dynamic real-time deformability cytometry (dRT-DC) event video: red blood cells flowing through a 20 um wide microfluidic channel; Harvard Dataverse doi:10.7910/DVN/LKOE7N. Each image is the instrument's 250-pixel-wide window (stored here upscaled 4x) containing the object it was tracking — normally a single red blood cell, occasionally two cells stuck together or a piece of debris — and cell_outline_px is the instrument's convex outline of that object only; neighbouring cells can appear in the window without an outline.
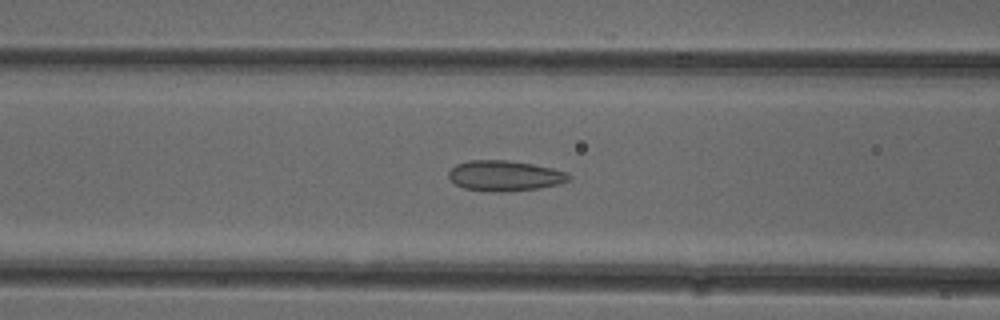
{"species": "common noctule bat (a hibernating species)", "species_latin": "Nyctalus noctula", "temperature_condition": "cold", "stored_images_in_passage": 47, "camera_frame_rate_fps": 3000, "um_per_image_px": 0.085, "animal": {"sex": "female"}, "frame": {"image": 1, "passage_image": 16, "time_ms": 5.0, "image_size_px": [1000, 320], "cell_outline_px": [[572, 176], [568, 180], [560, 184], [540, 188], [504, 192], [492, 192], [464, 188], [456, 184], [448, 176], [448, 172], [456, 164], [468, 160], [508, 160], [532, 164], [552, 168], [568, 172]], "centroid_in_image_um": [42.92, 14.94], "position_along_channel_um": 123.7, "area_um2": 21.44}}
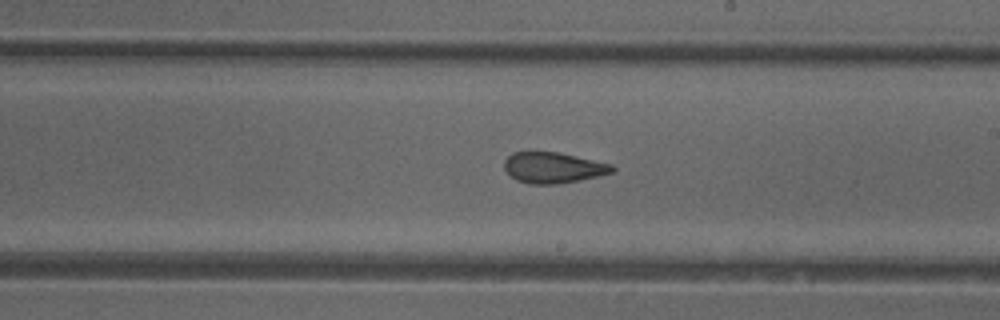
{"frame": {"image": 2, "passage_image": 25, "time_ms": 8.0, "image_size_px": [1000, 320], "cell_outline_px": [[616, 172], [580, 180], [556, 184], [532, 184], [516, 180], [504, 168], [504, 160], [512, 152], [560, 152], [612, 164], [616, 168]], "centroid_in_image_um": [47.06, 14.25], "position_along_channel_um": 241.9, "area_um2": 19.48}}
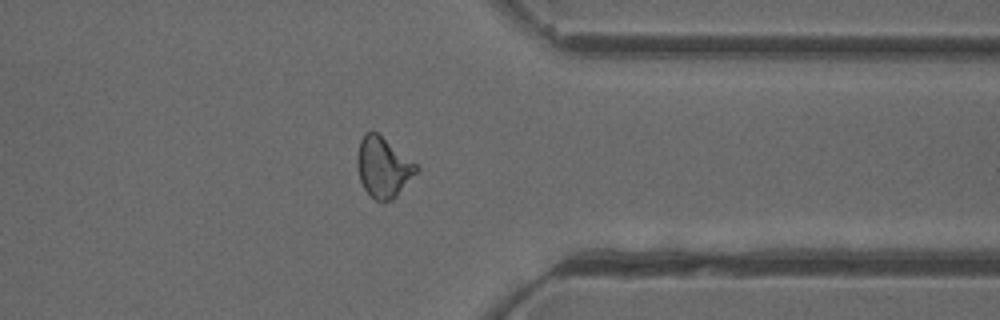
{"frame": {"image": 3, "passage_image": 36, "time_ms": 11.667, "image_size_px": [1000, 320], "cell_outline_px": [[420, 168], [396, 196], [392, 200], [384, 204], [376, 200], [364, 188], [360, 180], [356, 164], [356, 160], [360, 140], [364, 132], [372, 128], [416, 164]], "centroid_in_image_um": [32.54, 14.2], "position_along_channel_um": 378.9, "area_um2": 20.75}, "authors_computed_cell_mechanics": {"area_um2": 20.808, "velocity_mm_per_s": 3.9366, "shape_relaxation_time_tau1_ms": null, "shape_relaxation_time_tau2_ms": 2.2056, "deformation_change_tau1": null, "deformation_change_tau2": 0.0846}}